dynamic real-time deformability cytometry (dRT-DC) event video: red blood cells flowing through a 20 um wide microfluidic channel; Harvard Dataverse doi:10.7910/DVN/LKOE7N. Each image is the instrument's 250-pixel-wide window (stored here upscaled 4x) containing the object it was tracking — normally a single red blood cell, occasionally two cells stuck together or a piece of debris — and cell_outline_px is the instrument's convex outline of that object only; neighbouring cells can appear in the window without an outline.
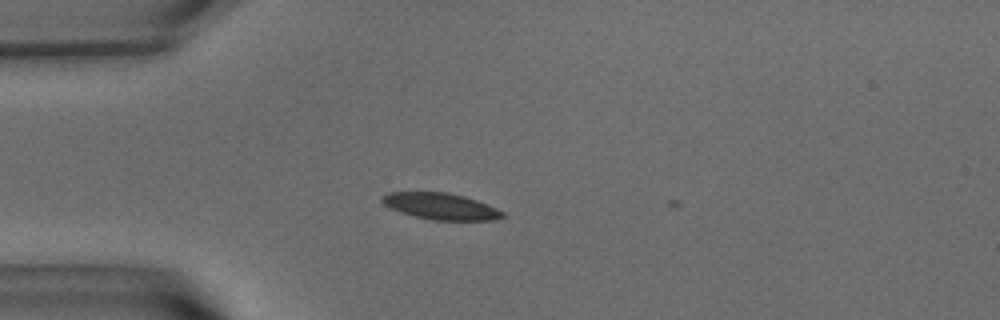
{"species": "common noctule bat (a hibernating species)", "species_latin": "Nyctalus noctula", "temperature_condition": "warm", "stored_images_in_passage": 2, "camera_frame_rate_fps": 3000, "um_per_image_px": 0.085, "animal": {"sex": "male", "body_mass_g": 15.6}, "frame": {"image": 1, "passage_image": 1, "time_ms": 0.0, "image_size_px": [1000, 320], "cell_outline_px": [[508, 216], [492, 220], [432, 220], [400, 212], [384, 204], [380, 200], [380, 196], [388, 192], [448, 192], [464, 196], [488, 204], [504, 212]], "centroid_in_image_um": [37.48, 17.53], "position_along_channel_um": 47.5, "area_um2": 18.61}}